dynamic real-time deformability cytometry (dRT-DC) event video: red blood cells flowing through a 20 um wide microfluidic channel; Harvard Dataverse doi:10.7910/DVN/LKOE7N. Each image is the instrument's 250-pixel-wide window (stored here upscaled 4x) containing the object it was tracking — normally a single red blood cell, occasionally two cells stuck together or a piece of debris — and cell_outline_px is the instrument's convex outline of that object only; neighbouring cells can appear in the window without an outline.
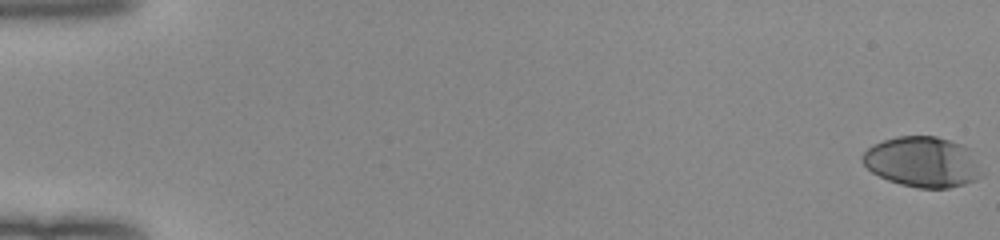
{"species": "human", "species_latin": "Homo sapiens", "temperature_condition": "room temperature", "stored_images_in_passage": 53, "camera_frame_rate_fps": 3000, "um_per_image_px": 0.085, "donor": {"sex": "female"}, "frame": {"image": 1, "passage_image": 1, "time_ms": 0.0, "image_size_px": [1000, 240], "cell_outline_px": [[984, 172], [976, 180], [964, 184], [948, 188], [916, 188], [900, 184], [888, 180], [872, 172], [860, 160], [860, 156], [868, 148], [884, 140], [896, 136], [936, 136], [964, 144], [968, 148]], "centroid_in_image_um": [78.42, 13.76], "position_along_channel_um": 6.6, "area_um2": 35.2}}
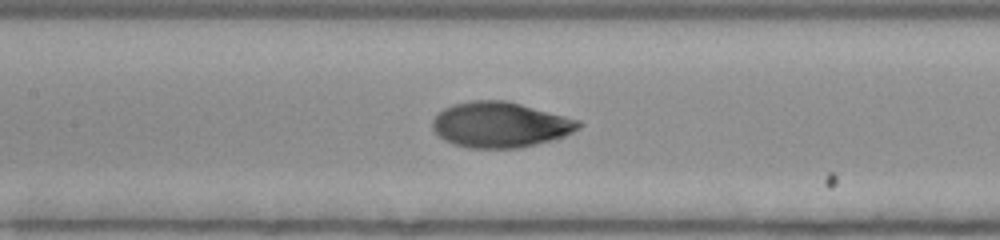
{"frame": {"image": 2, "passage_image": 27, "time_ms": 8.667, "image_size_px": [1000, 240], "cell_outline_px": [[584, 124], [580, 128], [556, 140], [520, 148], [468, 148], [452, 144], [444, 140], [432, 128], [432, 120], [444, 108], [452, 104], [472, 100], [504, 100], [520, 104], [580, 120]], "centroid_in_image_um": [42.53, 10.61], "position_along_channel_um": 164.9, "area_um2": 38.9}}
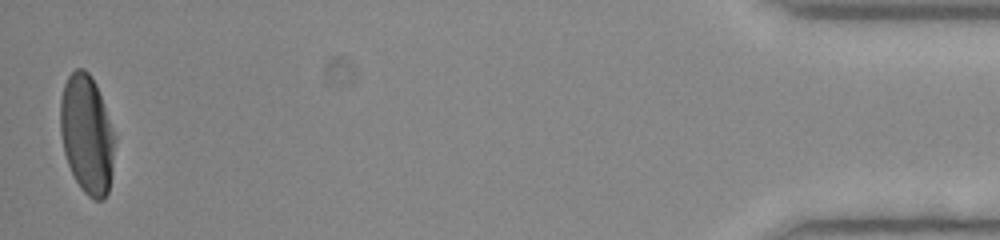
{"frame": {"image": 3, "passage_image": 53, "time_ms": 17.333, "image_size_px": [1000, 240], "cell_outline_px": [[116, 140], [112, 172], [108, 192], [104, 200], [96, 200], [88, 196], [80, 188], [68, 164], [64, 152], [60, 132], [60, 100], [64, 84], [68, 76], [76, 68], [84, 68], [88, 72], [96, 84], [116, 136]], "centroid_in_image_um": [7.39, 11.42], "position_along_channel_um": 427.8, "area_um2": 37.97}, "authors_computed_cell_mechanics": {"area_um2": 37.8012, "velocity_mm_per_s": 3.9962, "shape_relaxation_time_tau1_ms": 4.1346, "shape_relaxation_time_tau2_ms": 0.8039, "deformation_change_tau1": 0.2123, "deformation_change_tau2": 0.0418}}